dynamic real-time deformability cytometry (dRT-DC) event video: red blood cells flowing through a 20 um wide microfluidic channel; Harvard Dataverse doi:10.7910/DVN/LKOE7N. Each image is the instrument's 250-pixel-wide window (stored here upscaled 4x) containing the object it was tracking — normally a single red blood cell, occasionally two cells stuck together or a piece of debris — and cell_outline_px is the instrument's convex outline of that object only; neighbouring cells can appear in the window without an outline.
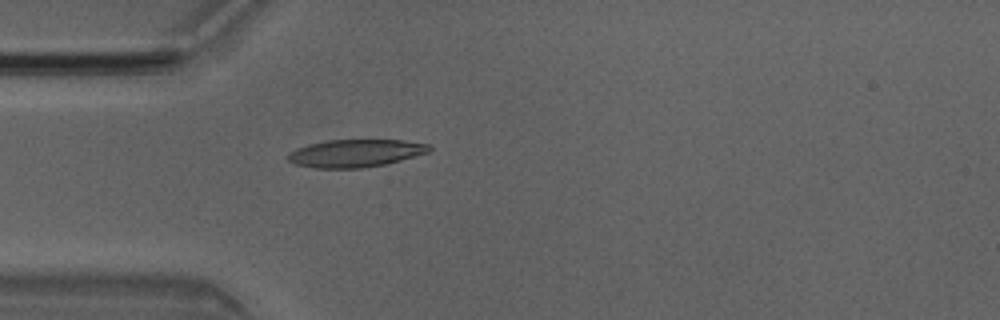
{"species": "Egyptian fruit bat (a non-hibernating species)", "species_latin": "Rousettus aegyptiacus", "temperature_condition": "room temperature", "stored_images_in_passage": 3, "camera_frame_rate_fps": 3000, "um_per_image_px": 0.085, "animal": {"sex": "male"}, "frame": {"image": 1, "passage_image": 2, "time_ms": 0.333, "image_size_px": [1000, 320], "cell_outline_px": [[432, 148], [428, 152], [384, 164], [364, 168], [316, 168], [296, 164], [288, 160], [284, 156], [288, 152], [296, 148], [308, 144], [328, 140], [404, 140], [432, 144]], "centroid_in_image_um": [30.18, 13.01], "position_along_channel_um": 54.8, "area_um2": 22.83}}